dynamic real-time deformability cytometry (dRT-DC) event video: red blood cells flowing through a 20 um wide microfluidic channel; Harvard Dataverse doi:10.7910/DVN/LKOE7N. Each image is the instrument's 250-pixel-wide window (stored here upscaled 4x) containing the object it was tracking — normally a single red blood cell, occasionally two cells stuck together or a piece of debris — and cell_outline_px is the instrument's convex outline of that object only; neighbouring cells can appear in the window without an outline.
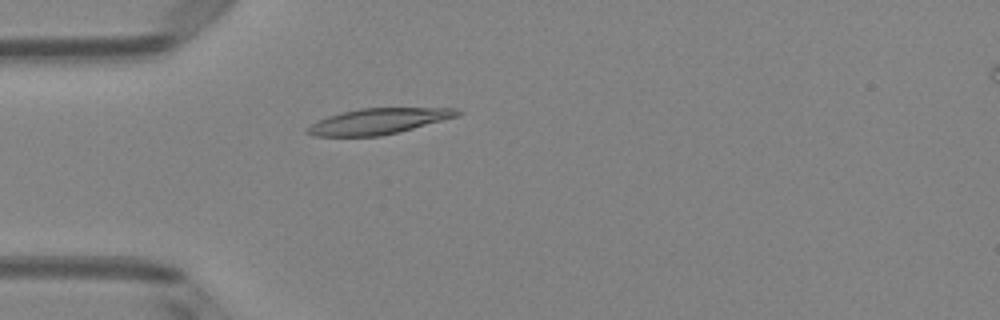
{"species": "Egyptian fruit bat (a non-hibernating species)", "species_latin": "Rousettus aegyptiacus", "temperature_condition": "room temperature", "stored_images_in_passage": 37, "camera_frame_rate_fps": 3000, "um_per_image_px": 0.085, "animal": {"sex": "female"}, "frame": {"image": 1, "passage_image": 1, "time_ms": 0.0, "image_size_px": [1000, 320], "cell_outline_px": [[464, 112], [460, 116], [400, 132], [380, 136], [312, 136], [304, 132], [316, 120], [328, 116], [360, 108], [456, 108]], "centroid_in_image_um": [32.21, 10.31], "position_along_channel_um": 52.8, "area_um2": 22.66}}
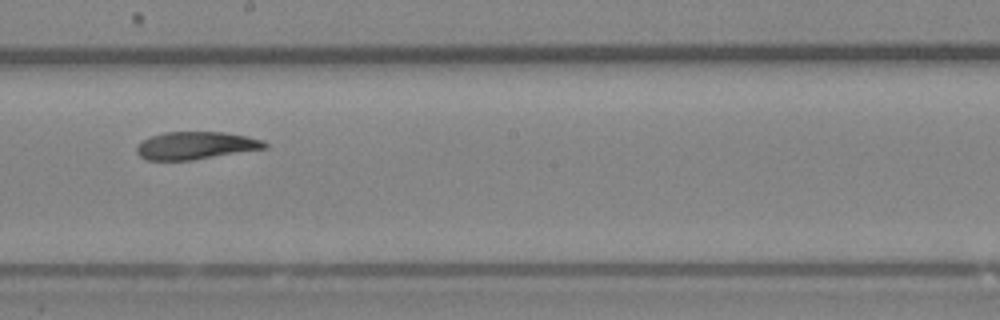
{"frame": {"image": 2, "passage_image": 15, "time_ms": 4.667, "image_size_px": [1000, 320], "cell_outline_px": [[268, 148], [192, 160], [148, 160], [140, 156], [136, 152], [136, 148], [144, 140], [152, 136], [164, 132], [224, 132], [248, 136], [264, 140], [268, 144]], "centroid_in_image_um": [16.69, 12.37], "position_along_channel_um": 231.5, "area_um2": 20.58}}
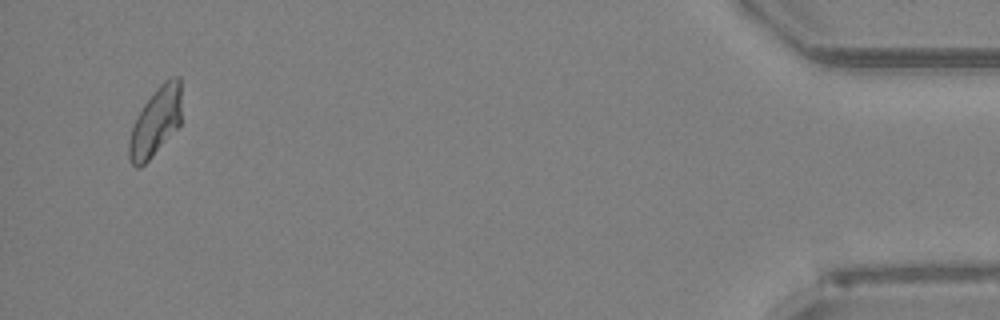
{"frame": {"image": 3, "passage_image": 35, "time_ms": 11.333, "image_size_px": [1000, 320], "cell_outline_px": [[180, 124], [152, 156], [140, 168], [136, 168], [132, 164], [128, 156], [128, 144], [132, 128], [136, 116], [144, 104], [156, 88], [164, 80], [172, 76], [180, 76]], "centroid_in_image_um": [13.2, 10.34], "position_along_channel_um": 422.0, "area_um2": 20.75}, "authors_computed_cell_mechanics": {"area_um2": 21.3282, "velocity_mm_per_s": 4.0312, "shape_relaxation_time_tau1_ms": null, "shape_relaxation_time_tau2_ms": 4.8797, "deformation_change_tau1": null, "deformation_change_tau2": 0.1146}}